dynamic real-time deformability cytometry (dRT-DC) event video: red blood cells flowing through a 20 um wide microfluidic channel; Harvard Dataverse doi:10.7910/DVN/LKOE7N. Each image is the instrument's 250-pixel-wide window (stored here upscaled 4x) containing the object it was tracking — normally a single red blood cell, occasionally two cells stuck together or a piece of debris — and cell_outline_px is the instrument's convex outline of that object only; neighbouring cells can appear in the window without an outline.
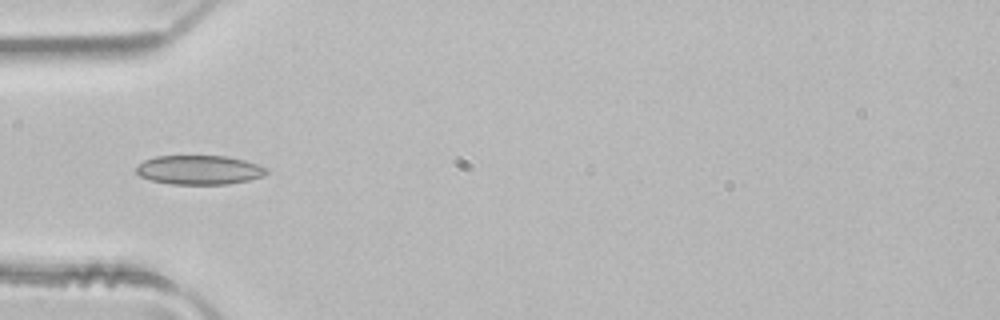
{"species": "common noctule bat (a hibernating species)", "species_latin": "Nyctalus noctula", "temperature_condition": "room temperature", "stored_images_in_passage": 4, "camera_frame_rate_fps": 3000, "um_per_image_px": 0.085, "animal": {"sex": "male", "body_mass_g": 21.5, "forearm_length_mm": 52.0}, "frame": {"image": 1, "passage_image": 4, "time_ms": 1.0, "image_size_px": [1000, 320], "cell_outline_px": [[268, 172], [264, 176], [248, 180], [228, 184], [172, 184], [152, 180], [140, 176], [136, 172], [136, 168], [144, 160], [156, 156], [228, 156], [244, 160], [268, 168]], "centroid_in_image_um": [16.96, 14.44], "position_along_channel_um": 68.0, "area_um2": 22.08}}